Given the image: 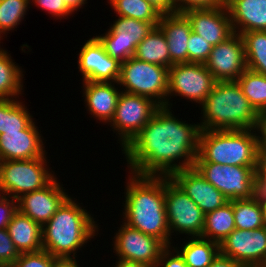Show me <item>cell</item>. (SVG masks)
<instances>
[{
	"mask_svg": "<svg viewBox=\"0 0 266 267\" xmlns=\"http://www.w3.org/2000/svg\"><path fill=\"white\" fill-rule=\"evenodd\" d=\"M29 3L30 0H0V36L20 24Z\"/></svg>",
	"mask_w": 266,
	"mask_h": 267,
	"instance_id": "obj_34",
	"label": "cell"
},
{
	"mask_svg": "<svg viewBox=\"0 0 266 267\" xmlns=\"http://www.w3.org/2000/svg\"><path fill=\"white\" fill-rule=\"evenodd\" d=\"M25 109L17 99H0V134L25 129L33 121Z\"/></svg>",
	"mask_w": 266,
	"mask_h": 267,
	"instance_id": "obj_29",
	"label": "cell"
},
{
	"mask_svg": "<svg viewBox=\"0 0 266 267\" xmlns=\"http://www.w3.org/2000/svg\"><path fill=\"white\" fill-rule=\"evenodd\" d=\"M60 267H79L77 262H64Z\"/></svg>",
	"mask_w": 266,
	"mask_h": 267,
	"instance_id": "obj_49",
	"label": "cell"
},
{
	"mask_svg": "<svg viewBox=\"0 0 266 267\" xmlns=\"http://www.w3.org/2000/svg\"><path fill=\"white\" fill-rule=\"evenodd\" d=\"M45 157L46 155L34 159L0 161V194L18 199L23 194L47 186L54 175L44 166L47 163Z\"/></svg>",
	"mask_w": 266,
	"mask_h": 267,
	"instance_id": "obj_7",
	"label": "cell"
},
{
	"mask_svg": "<svg viewBox=\"0 0 266 267\" xmlns=\"http://www.w3.org/2000/svg\"><path fill=\"white\" fill-rule=\"evenodd\" d=\"M204 214L222 207L227 198L209 183L195 167L178 170L169 176Z\"/></svg>",
	"mask_w": 266,
	"mask_h": 267,
	"instance_id": "obj_19",
	"label": "cell"
},
{
	"mask_svg": "<svg viewBox=\"0 0 266 267\" xmlns=\"http://www.w3.org/2000/svg\"><path fill=\"white\" fill-rule=\"evenodd\" d=\"M169 246H167L160 255V258L158 260L157 266L160 267V265L164 264L162 267H188V265L185 263L183 257L178 252V249L175 251L177 253L176 255H171V251L169 250ZM170 252V253H169ZM169 255L170 258H169ZM173 256V257H172Z\"/></svg>",
	"mask_w": 266,
	"mask_h": 267,
	"instance_id": "obj_42",
	"label": "cell"
},
{
	"mask_svg": "<svg viewBox=\"0 0 266 267\" xmlns=\"http://www.w3.org/2000/svg\"><path fill=\"white\" fill-rule=\"evenodd\" d=\"M134 57L140 61L170 68V55L165 34L159 26L137 45Z\"/></svg>",
	"mask_w": 266,
	"mask_h": 267,
	"instance_id": "obj_25",
	"label": "cell"
},
{
	"mask_svg": "<svg viewBox=\"0 0 266 267\" xmlns=\"http://www.w3.org/2000/svg\"><path fill=\"white\" fill-rule=\"evenodd\" d=\"M203 121L201 130L258 131L260 115L249 103L237 81H216L201 104Z\"/></svg>",
	"mask_w": 266,
	"mask_h": 267,
	"instance_id": "obj_4",
	"label": "cell"
},
{
	"mask_svg": "<svg viewBox=\"0 0 266 267\" xmlns=\"http://www.w3.org/2000/svg\"><path fill=\"white\" fill-rule=\"evenodd\" d=\"M36 5L48 11L52 16H68L72 11L66 6L64 0H34Z\"/></svg>",
	"mask_w": 266,
	"mask_h": 267,
	"instance_id": "obj_41",
	"label": "cell"
},
{
	"mask_svg": "<svg viewBox=\"0 0 266 267\" xmlns=\"http://www.w3.org/2000/svg\"><path fill=\"white\" fill-rule=\"evenodd\" d=\"M251 130H201L195 163L258 167L260 136Z\"/></svg>",
	"mask_w": 266,
	"mask_h": 267,
	"instance_id": "obj_5",
	"label": "cell"
},
{
	"mask_svg": "<svg viewBox=\"0 0 266 267\" xmlns=\"http://www.w3.org/2000/svg\"><path fill=\"white\" fill-rule=\"evenodd\" d=\"M165 210L170 235L173 229L201 237L205 214L169 176H165Z\"/></svg>",
	"mask_w": 266,
	"mask_h": 267,
	"instance_id": "obj_8",
	"label": "cell"
},
{
	"mask_svg": "<svg viewBox=\"0 0 266 267\" xmlns=\"http://www.w3.org/2000/svg\"><path fill=\"white\" fill-rule=\"evenodd\" d=\"M159 107L153 99L146 96L121 92L110 124L119 132L123 149L149 122Z\"/></svg>",
	"mask_w": 266,
	"mask_h": 267,
	"instance_id": "obj_9",
	"label": "cell"
},
{
	"mask_svg": "<svg viewBox=\"0 0 266 267\" xmlns=\"http://www.w3.org/2000/svg\"><path fill=\"white\" fill-rule=\"evenodd\" d=\"M158 23L121 17L115 21L104 36H96L105 52L120 63L134 57L137 45Z\"/></svg>",
	"mask_w": 266,
	"mask_h": 267,
	"instance_id": "obj_10",
	"label": "cell"
},
{
	"mask_svg": "<svg viewBox=\"0 0 266 267\" xmlns=\"http://www.w3.org/2000/svg\"><path fill=\"white\" fill-rule=\"evenodd\" d=\"M155 6L162 14L175 13V0H146Z\"/></svg>",
	"mask_w": 266,
	"mask_h": 267,
	"instance_id": "obj_43",
	"label": "cell"
},
{
	"mask_svg": "<svg viewBox=\"0 0 266 267\" xmlns=\"http://www.w3.org/2000/svg\"><path fill=\"white\" fill-rule=\"evenodd\" d=\"M158 26L167 40L170 67L174 64L188 63L187 43L192 27L187 16L179 12L162 14Z\"/></svg>",
	"mask_w": 266,
	"mask_h": 267,
	"instance_id": "obj_21",
	"label": "cell"
},
{
	"mask_svg": "<svg viewBox=\"0 0 266 267\" xmlns=\"http://www.w3.org/2000/svg\"><path fill=\"white\" fill-rule=\"evenodd\" d=\"M95 221L72 198L68 197L42 227V246L52 256L64 262H76L70 257L95 236Z\"/></svg>",
	"mask_w": 266,
	"mask_h": 267,
	"instance_id": "obj_3",
	"label": "cell"
},
{
	"mask_svg": "<svg viewBox=\"0 0 266 267\" xmlns=\"http://www.w3.org/2000/svg\"><path fill=\"white\" fill-rule=\"evenodd\" d=\"M236 81L255 111H266V75L246 69Z\"/></svg>",
	"mask_w": 266,
	"mask_h": 267,
	"instance_id": "obj_30",
	"label": "cell"
},
{
	"mask_svg": "<svg viewBox=\"0 0 266 267\" xmlns=\"http://www.w3.org/2000/svg\"><path fill=\"white\" fill-rule=\"evenodd\" d=\"M257 173L266 180V148L260 149Z\"/></svg>",
	"mask_w": 266,
	"mask_h": 267,
	"instance_id": "obj_45",
	"label": "cell"
},
{
	"mask_svg": "<svg viewBox=\"0 0 266 267\" xmlns=\"http://www.w3.org/2000/svg\"><path fill=\"white\" fill-rule=\"evenodd\" d=\"M168 77V68L131 57L121 63L117 84L125 86L126 93L153 98L159 106L168 107Z\"/></svg>",
	"mask_w": 266,
	"mask_h": 267,
	"instance_id": "obj_6",
	"label": "cell"
},
{
	"mask_svg": "<svg viewBox=\"0 0 266 267\" xmlns=\"http://www.w3.org/2000/svg\"><path fill=\"white\" fill-rule=\"evenodd\" d=\"M224 4H226V0H175L176 12L179 13L190 9L211 8Z\"/></svg>",
	"mask_w": 266,
	"mask_h": 267,
	"instance_id": "obj_39",
	"label": "cell"
},
{
	"mask_svg": "<svg viewBox=\"0 0 266 267\" xmlns=\"http://www.w3.org/2000/svg\"><path fill=\"white\" fill-rule=\"evenodd\" d=\"M62 188L54 178L44 188L18 198V210L43 227L69 197Z\"/></svg>",
	"mask_w": 266,
	"mask_h": 267,
	"instance_id": "obj_18",
	"label": "cell"
},
{
	"mask_svg": "<svg viewBox=\"0 0 266 267\" xmlns=\"http://www.w3.org/2000/svg\"><path fill=\"white\" fill-rule=\"evenodd\" d=\"M192 31L212 46L224 42L234 34L226 4L211 8L190 9L184 12Z\"/></svg>",
	"mask_w": 266,
	"mask_h": 267,
	"instance_id": "obj_17",
	"label": "cell"
},
{
	"mask_svg": "<svg viewBox=\"0 0 266 267\" xmlns=\"http://www.w3.org/2000/svg\"><path fill=\"white\" fill-rule=\"evenodd\" d=\"M235 229L233 200L205 214L201 238L221 243ZM210 237V238H209Z\"/></svg>",
	"mask_w": 266,
	"mask_h": 267,
	"instance_id": "obj_26",
	"label": "cell"
},
{
	"mask_svg": "<svg viewBox=\"0 0 266 267\" xmlns=\"http://www.w3.org/2000/svg\"><path fill=\"white\" fill-rule=\"evenodd\" d=\"M19 255L7 228L0 229V267H11Z\"/></svg>",
	"mask_w": 266,
	"mask_h": 267,
	"instance_id": "obj_37",
	"label": "cell"
},
{
	"mask_svg": "<svg viewBox=\"0 0 266 267\" xmlns=\"http://www.w3.org/2000/svg\"><path fill=\"white\" fill-rule=\"evenodd\" d=\"M204 64L216 81H236L247 69L242 36L234 33L213 46Z\"/></svg>",
	"mask_w": 266,
	"mask_h": 267,
	"instance_id": "obj_15",
	"label": "cell"
},
{
	"mask_svg": "<svg viewBox=\"0 0 266 267\" xmlns=\"http://www.w3.org/2000/svg\"><path fill=\"white\" fill-rule=\"evenodd\" d=\"M241 36L247 69L266 75V31H248Z\"/></svg>",
	"mask_w": 266,
	"mask_h": 267,
	"instance_id": "obj_28",
	"label": "cell"
},
{
	"mask_svg": "<svg viewBox=\"0 0 266 267\" xmlns=\"http://www.w3.org/2000/svg\"><path fill=\"white\" fill-rule=\"evenodd\" d=\"M118 16L159 23L162 13L146 0H110Z\"/></svg>",
	"mask_w": 266,
	"mask_h": 267,
	"instance_id": "obj_32",
	"label": "cell"
},
{
	"mask_svg": "<svg viewBox=\"0 0 266 267\" xmlns=\"http://www.w3.org/2000/svg\"><path fill=\"white\" fill-rule=\"evenodd\" d=\"M0 195V229H5L11 222L14 214L18 211V201L14 198L9 200L8 196L4 194Z\"/></svg>",
	"mask_w": 266,
	"mask_h": 267,
	"instance_id": "obj_38",
	"label": "cell"
},
{
	"mask_svg": "<svg viewBox=\"0 0 266 267\" xmlns=\"http://www.w3.org/2000/svg\"><path fill=\"white\" fill-rule=\"evenodd\" d=\"M115 267H150L149 265L142 263V262H135V261H128L119 259V261H116Z\"/></svg>",
	"mask_w": 266,
	"mask_h": 267,
	"instance_id": "obj_47",
	"label": "cell"
},
{
	"mask_svg": "<svg viewBox=\"0 0 266 267\" xmlns=\"http://www.w3.org/2000/svg\"><path fill=\"white\" fill-rule=\"evenodd\" d=\"M43 145L42 138L32 121L24 130L0 134V161L42 157L45 155Z\"/></svg>",
	"mask_w": 266,
	"mask_h": 267,
	"instance_id": "obj_20",
	"label": "cell"
},
{
	"mask_svg": "<svg viewBox=\"0 0 266 267\" xmlns=\"http://www.w3.org/2000/svg\"><path fill=\"white\" fill-rule=\"evenodd\" d=\"M226 7L234 33L266 31V0H226Z\"/></svg>",
	"mask_w": 266,
	"mask_h": 267,
	"instance_id": "obj_22",
	"label": "cell"
},
{
	"mask_svg": "<svg viewBox=\"0 0 266 267\" xmlns=\"http://www.w3.org/2000/svg\"><path fill=\"white\" fill-rule=\"evenodd\" d=\"M78 63L83 81L118 83L121 63L105 52L96 37L87 40L83 45Z\"/></svg>",
	"mask_w": 266,
	"mask_h": 267,
	"instance_id": "obj_16",
	"label": "cell"
},
{
	"mask_svg": "<svg viewBox=\"0 0 266 267\" xmlns=\"http://www.w3.org/2000/svg\"><path fill=\"white\" fill-rule=\"evenodd\" d=\"M168 108L160 106L149 122L122 150L132 173L170 176L175 171L194 167L198 154L200 125L179 121ZM182 157L184 162L174 164L175 160H182Z\"/></svg>",
	"mask_w": 266,
	"mask_h": 267,
	"instance_id": "obj_1",
	"label": "cell"
},
{
	"mask_svg": "<svg viewBox=\"0 0 266 267\" xmlns=\"http://www.w3.org/2000/svg\"><path fill=\"white\" fill-rule=\"evenodd\" d=\"M87 0H64L66 6L74 12L75 10L77 11L78 8L83 6L82 4H85Z\"/></svg>",
	"mask_w": 266,
	"mask_h": 267,
	"instance_id": "obj_48",
	"label": "cell"
},
{
	"mask_svg": "<svg viewBox=\"0 0 266 267\" xmlns=\"http://www.w3.org/2000/svg\"><path fill=\"white\" fill-rule=\"evenodd\" d=\"M114 238V250L118 259L142 262L150 267L157 266L161 252L167 247L161 240L125 223Z\"/></svg>",
	"mask_w": 266,
	"mask_h": 267,
	"instance_id": "obj_14",
	"label": "cell"
},
{
	"mask_svg": "<svg viewBox=\"0 0 266 267\" xmlns=\"http://www.w3.org/2000/svg\"><path fill=\"white\" fill-rule=\"evenodd\" d=\"M63 260L52 256L46 250L21 253L11 267H60Z\"/></svg>",
	"mask_w": 266,
	"mask_h": 267,
	"instance_id": "obj_35",
	"label": "cell"
},
{
	"mask_svg": "<svg viewBox=\"0 0 266 267\" xmlns=\"http://www.w3.org/2000/svg\"><path fill=\"white\" fill-rule=\"evenodd\" d=\"M233 213L236 229L252 231L265 226L261 205L250 199H234Z\"/></svg>",
	"mask_w": 266,
	"mask_h": 267,
	"instance_id": "obj_33",
	"label": "cell"
},
{
	"mask_svg": "<svg viewBox=\"0 0 266 267\" xmlns=\"http://www.w3.org/2000/svg\"><path fill=\"white\" fill-rule=\"evenodd\" d=\"M249 199L258 205L266 203V180L257 172L251 180Z\"/></svg>",
	"mask_w": 266,
	"mask_h": 267,
	"instance_id": "obj_40",
	"label": "cell"
},
{
	"mask_svg": "<svg viewBox=\"0 0 266 267\" xmlns=\"http://www.w3.org/2000/svg\"><path fill=\"white\" fill-rule=\"evenodd\" d=\"M187 44L188 63H205L208 60L213 46L202 36L192 31Z\"/></svg>",
	"mask_w": 266,
	"mask_h": 267,
	"instance_id": "obj_36",
	"label": "cell"
},
{
	"mask_svg": "<svg viewBox=\"0 0 266 267\" xmlns=\"http://www.w3.org/2000/svg\"><path fill=\"white\" fill-rule=\"evenodd\" d=\"M132 174L126 187L124 223L170 246L165 176Z\"/></svg>",
	"mask_w": 266,
	"mask_h": 267,
	"instance_id": "obj_2",
	"label": "cell"
},
{
	"mask_svg": "<svg viewBox=\"0 0 266 267\" xmlns=\"http://www.w3.org/2000/svg\"><path fill=\"white\" fill-rule=\"evenodd\" d=\"M10 54L0 49V99L16 97L22 90V70L13 63Z\"/></svg>",
	"mask_w": 266,
	"mask_h": 267,
	"instance_id": "obj_31",
	"label": "cell"
},
{
	"mask_svg": "<svg viewBox=\"0 0 266 267\" xmlns=\"http://www.w3.org/2000/svg\"><path fill=\"white\" fill-rule=\"evenodd\" d=\"M258 131L261 133L260 137V146L261 148H266V111H264L260 115V123H259V128Z\"/></svg>",
	"mask_w": 266,
	"mask_h": 267,
	"instance_id": "obj_46",
	"label": "cell"
},
{
	"mask_svg": "<svg viewBox=\"0 0 266 267\" xmlns=\"http://www.w3.org/2000/svg\"><path fill=\"white\" fill-rule=\"evenodd\" d=\"M215 83L204 63L174 64L169 68L167 95L176 93L202 104Z\"/></svg>",
	"mask_w": 266,
	"mask_h": 267,
	"instance_id": "obj_12",
	"label": "cell"
},
{
	"mask_svg": "<svg viewBox=\"0 0 266 267\" xmlns=\"http://www.w3.org/2000/svg\"><path fill=\"white\" fill-rule=\"evenodd\" d=\"M194 167L228 201L249 199L251 180L258 168L217 163H195Z\"/></svg>",
	"mask_w": 266,
	"mask_h": 267,
	"instance_id": "obj_11",
	"label": "cell"
},
{
	"mask_svg": "<svg viewBox=\"0 0 266 267\" xmlns=\"http://www.w3.org/2000/svg\"><path fill=\"white\" fill-rule=\"evenodd\" d=\"M83 83L88 110L98 120L111 122L121 92L117 91L112 82L84 81Z\"/></svg>",
	"mask_w": 266,
	"mask_h": 267,
	"instance_id": "obj_23",
	"label": "cell"
},
{
	"mask_svg": "<svg viewBox=\"0 0 266 267\" xmlns=\"http://www.w3.org/2000/svg\"><path fill=\"white\" fill-rule=\"evenodd\" d=\"M219 249L243 267H266V226L252 231L235 228Z\"/></svg>",
	"mask_w": 266,
	"mask_h": 267,
	"instance_id": "obj_13",
	"label": "cell"
},
{
	"mask_svg": "<svg viewBox=\"0 0 266 267\" xmlns=\"http://www.w3.org/2000/svg\"><path fill=\"white\" fill-rule=\"evenodd\" d=\"M209 267H243V266L238 262L234 261L232 258L225 256L219 252L218 255L213 259Z\"/></svg>",
	"mask_w": 266,
	"mask_h": 267,
	"instance_id": "obj_44",
	"label": "cell"
},
{
	"mask_svg": "<svg viewBox=\"0 0 266 267\" xmlns=\"http://www.w3.org/2000/svg\"><path fill=\"white\" fill-rule=\"evenodd\" d=\"M262 214H263V220L266 226V203L261 205Z\"/></svg>",
	"mask_w": 266,
	"mask_h": 267,
	"instance_id": "obj_50",
	"label": "cell"
},
{
	"mask_svg": "<svg viewBox=\"0 0 266 267\" xmlns=\"http://www.w3.org/2000/svg\"><path fill=\"white\" fill-rule=\"evenodd\" d=\"M7 231L20 254L43 249L42 227L19 210L7 226Z\"/></svg>",
	"mask_w": 266,
	"mask_h": 267,
	"instance_id": "obj_24",
	"label": "cell"
},
{
	"mask_svg": "<svg viewBox=\"0 0 266 267\" xmlns=\"http://www.w3.org/2000/svg\"><path fill=\"white\" fill-rule=\"evenodd\" d=\"M180 250L188 267H209L220 252L219 243L201 237L191 239Z\"/></svg>",
	"mask_w": 266,
	"mask_h": 267,
	"instance_id": "obj_27",
	"label": "cell"
}]
</instances>
